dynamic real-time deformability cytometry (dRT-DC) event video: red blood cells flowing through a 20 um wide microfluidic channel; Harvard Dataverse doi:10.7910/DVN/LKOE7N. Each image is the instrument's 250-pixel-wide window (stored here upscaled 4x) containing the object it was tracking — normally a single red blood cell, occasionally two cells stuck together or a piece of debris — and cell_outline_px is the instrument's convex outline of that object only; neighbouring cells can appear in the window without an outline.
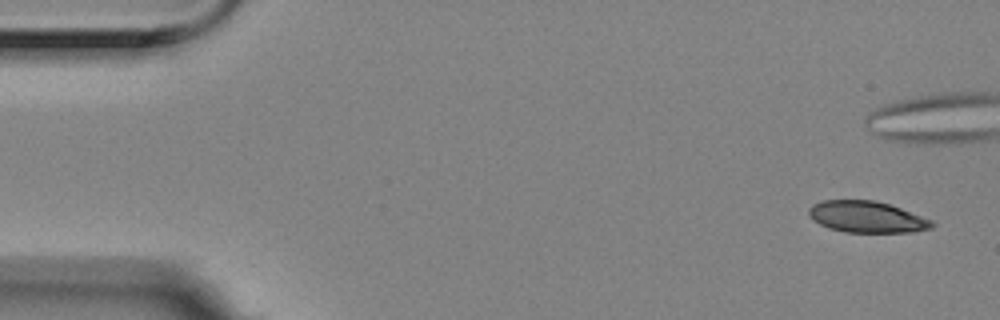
{"species": "Egyptian fruit bat (a non-hibernating species)", "species_latin": "Rousettus aegyptiacus", "temperature_condition": "room temperature", "stored_images_in_passage": 6, "camera_frame_rate_fps": 3000, "um_per_image_px": 0.085, "animal": {"sex": "female"}, "frame": {"image": 1, "passage_image": 1, "time_ms": 0.0, "image_size_px": [1000, 320], "cell_outline_px": [[936, 224], [932, 228], [912, 232], [844, 232], [828, 228], [812, 220], [808, 212], [808, 208], [812, 204], [824, 200], [876, 200], [900, 208], [932, 220]], "centroid_in_image_um": [73.66, 18.44], "position_along_channel_um": 11.3, "area_um2": 22.6}}